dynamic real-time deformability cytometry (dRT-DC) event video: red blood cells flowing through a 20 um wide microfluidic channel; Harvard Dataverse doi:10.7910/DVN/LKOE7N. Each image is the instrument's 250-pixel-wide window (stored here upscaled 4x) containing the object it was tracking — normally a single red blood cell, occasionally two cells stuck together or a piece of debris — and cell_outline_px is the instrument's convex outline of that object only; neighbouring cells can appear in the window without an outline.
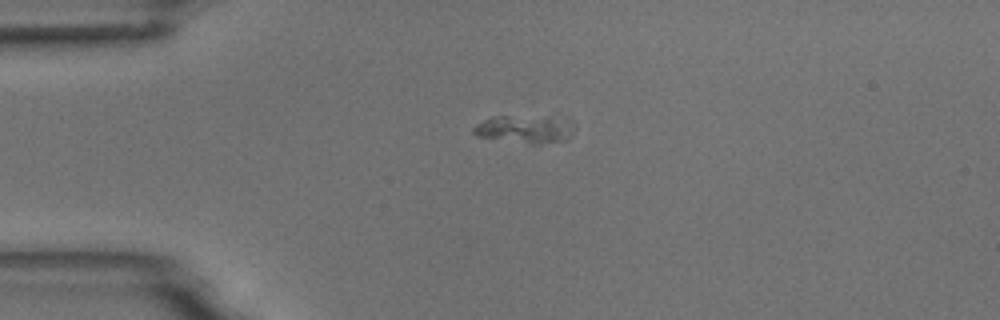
{"species": "common noctule bat (a hibernating species)", "species_latin": "Nyctalus noctula", "temperature_condition": "room temperature", "stored_images_in_passage": 1, "camera_frame_rate_fps": 3000, "um_per_image_px": 0.085, "animal": {"sex": "male", "body_mass_g": 18.8}, "frame": {"image": 1, "passage_image": 1, "time_ms": 0.0, "image_size_px": [1000, 320], "cell_outline_px": [[576, 128], [568, 140], [540, 144], [528, 144], [476, 136], [472, 132], [472, 128], [476, 124], [492, 116], [548, 116], [572, 120], [576, 124]], "centroid_in_image_um": [44.69, 10.97], "position_along_channel_um": 40.3, "area_um2": 16.99}}